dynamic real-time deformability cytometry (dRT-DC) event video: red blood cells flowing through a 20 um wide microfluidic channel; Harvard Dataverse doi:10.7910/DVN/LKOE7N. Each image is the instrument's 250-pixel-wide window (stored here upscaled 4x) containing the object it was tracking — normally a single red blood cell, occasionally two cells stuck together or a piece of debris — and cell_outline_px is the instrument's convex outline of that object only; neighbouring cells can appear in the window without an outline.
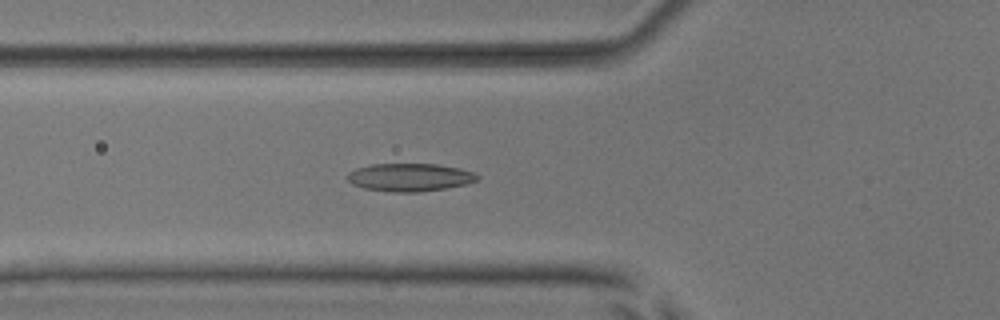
{"species": "common noctule bat (a hibernating species)", "species_latin": "Nyctalus noctula", "temperature_condition": "room temperature", "stored_images_in_passage": 45, "camera_frame_rate_fps": 3000, "um_per_image_px": 0.085, "animal": {"sex": "male", "body_mass_g": 17.9, "forearm_length_mm": 54.2}, "frame": {"image": 1, "passage_image": 11, "time_ms": 3.333, "image_size_px": [1000, 320], "cell_outline_px": [[480, 176], [476, 180], [468, 184], [420, 192], [392, 192], [364, 188], [352, 184], [348, 180], [348, 172], [356, 168], [372, 164], [436, 164], [460, 168], [476, 172]], "centroid_in_image_um": [34.85, 15.07], "position_along_channel_um": 90.9, "area_um2": 21.21}}
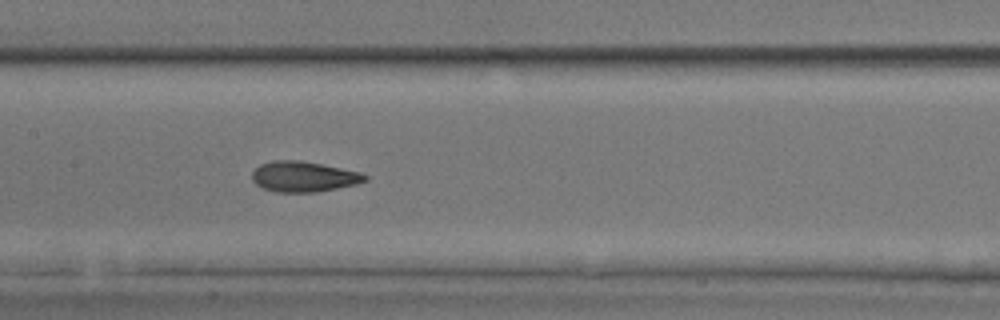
{"frame": {"image": 2, "passage_image": 18, "time_ms": 5.667, "image_size_px": [1000, 320], "cell_outline_px": [[368, 180], [356, 184], [316, 192], [276, 192], [264, 188], [256, 184], [252, 180], [252, 172], [260, 164], [272, 160], [300, 160], [360, 172], [368, 176]], "centroid_in_image_um": [25.79, 15.01], "position_along_channel_um": 181.6, "area_um2": 19.94}}
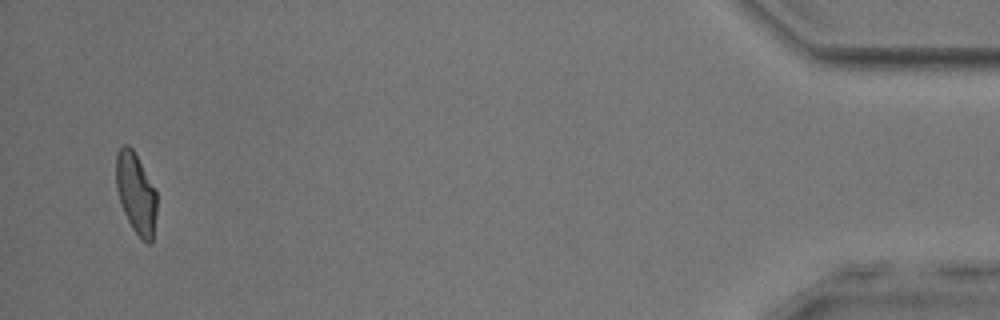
{"frame": {"image": 3, "passage_image": 43, "time_ms": 14.0, "image_size_px": [1000, 320], "cell_outline_px": [[156, 212], [152, 240], [148, 244], [140, 240], [132, 228], [124, 212], [116, 188], [116, 152], [124, 144], [128, 144], [132, 148], [156, 188]], "centroid_in_image_um": [11.56, 16.42], "position_along_channel_um": 423.6, "area_um2": 19.25}, "authors_computed_cell_mechanics": {"area_um2": 19.7676, "velocity_mm_per_s": 3.8804, "shape_relaxation_time_tau1_ms": 4.7809, "shape_relaxation_time_tau2_ms": 1.6441, "deformation_change_tau1": 0.1508, "deformation_change_tau2": 0.0851}}